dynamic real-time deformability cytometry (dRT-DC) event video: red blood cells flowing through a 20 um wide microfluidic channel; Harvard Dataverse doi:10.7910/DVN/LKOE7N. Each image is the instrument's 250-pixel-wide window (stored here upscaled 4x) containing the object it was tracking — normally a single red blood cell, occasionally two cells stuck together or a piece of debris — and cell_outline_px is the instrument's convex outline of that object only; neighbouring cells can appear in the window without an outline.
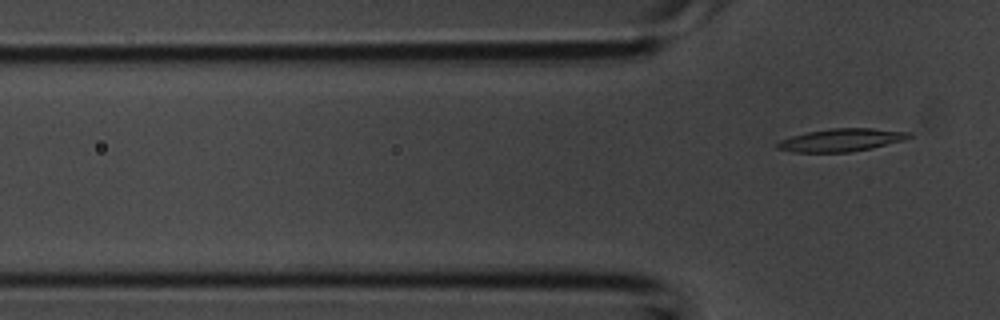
{"species": "common noctule bat (a hibernating species)", "species_latin": "Nyctalus noctula", "temperature_condition": "room temperature", "stored_images_in_passage": 4, "camera_frame_rate_fps": 3000, "um_per_image_px": 0.085, "animal": {"sex": "male", "body_mass_g": 20.1, "forearm_length_mm": 53.5}, "frame": {"image": 1, "passage_image": 4, "time_ms": 1.0, "image_size_px": [1000, 320], "cell_outline_px": [[912, 136], [904, 140], [872, 148], [848, 152], [792, 152], [776, 148], [776, 144], [780, 140], [792, 136], [808, 132], [832, 128], [872, 128], [912, 132]], "centroid_in_image_um": [71.53, 11.9], "position_along_channel_um": 54.3, "area_um2": 17.46}}